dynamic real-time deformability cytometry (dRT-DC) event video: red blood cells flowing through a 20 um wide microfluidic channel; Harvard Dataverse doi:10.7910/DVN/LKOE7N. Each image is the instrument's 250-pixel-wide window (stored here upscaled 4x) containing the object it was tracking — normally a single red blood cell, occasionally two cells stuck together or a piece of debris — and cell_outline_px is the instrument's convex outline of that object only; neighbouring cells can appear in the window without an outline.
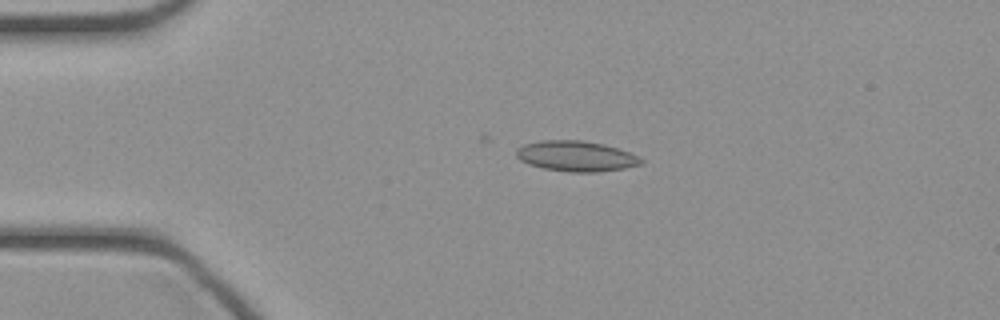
{"species": "common noctule bat (a hibernating species)", "species_latin": "Nyctalus noctula", "temperature_condition": "cold", "stored_images_in_passage": 15, "camera_frame_rate_fps": 3000, "um_per_image_px": 0.085, "animal": {"sex": "female", "body_mass_g": 21.9}, "frame": {"image": 1, "passage_image": 10, "time_ms": 3.0, "image_size_px": [1000, 320], "cell_outline_px": [[644, 164], [624, 168], [596, 172], [572, 172], [544, 168], [528, 164], [520, 160], [516, 156], [516, 148], [524, 144], [540, 140], [580, 140], [604, 144], [628, 152], [644, 160]], "centroid_in_image_um": [48.94, 13.27], "position_along_channel_um": 36.1, "area_um2": 22.08}}
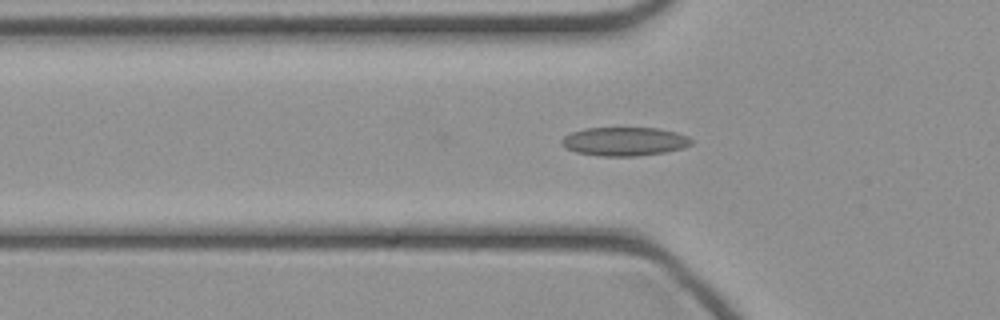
{"frame": {"image": 2, "passage_image": 15, "time_ms": 4.667, "image_size_px": [1000, 320], "cell_outline_px": [[692, 144], [684, 148], [664, 152], [636, 156], [600, 156], [576, 152], [564, 148], [560, 144], [560, 140], [564, 136], [572, 132], [584, 128], [656, 128], [676, 132], [688, 136], [692, 140]], "centroid_in_image_um": [53.05, 12.02], "position_along_channel_um": 72.7, "area_um2": 21.79}}